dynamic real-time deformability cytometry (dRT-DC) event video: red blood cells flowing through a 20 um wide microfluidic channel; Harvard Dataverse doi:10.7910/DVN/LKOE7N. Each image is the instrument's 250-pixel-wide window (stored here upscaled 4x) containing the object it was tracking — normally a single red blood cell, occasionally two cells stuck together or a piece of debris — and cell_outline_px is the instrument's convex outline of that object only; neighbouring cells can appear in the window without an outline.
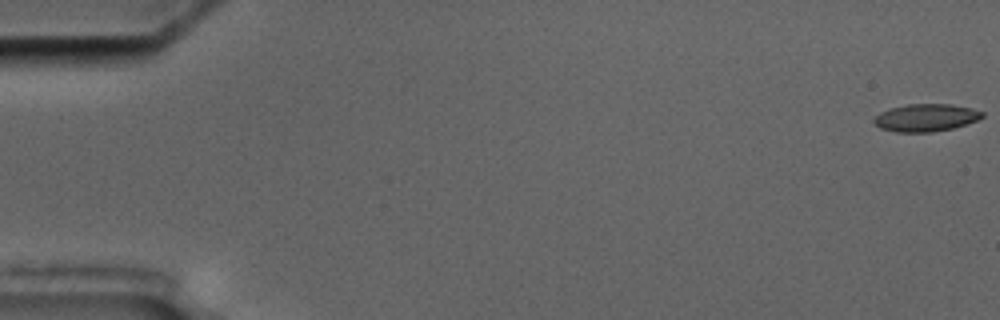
{"species": "common noctule bat (a hibernating species)", "species_latin": "Nyctalus noctula", "temperature_condition": "cold", "stored_images_in_passage": 5, "camera_frame_rate_fps": 3000, "um_per_image_px": 0.085, "animal": {"sex": "male", "body_mass_g": 17.5, "forearm_length_mm": 52.3}, "frame": {"image": 1, "passage_image": 1, "time_ms": 0.0, "image_size_px": [1000, 320], "cell_outline_px": [[984, 116], [976, 120], [952, 128], [932, 132], [896, 132], [880, 128], [872, 120], [880, 112], [888, 108], [908, 104], [948, 104], [972, 108], [984, 112]], "centroid_in_image_um": [78.67, 9.99], "position_along_channel_um": 6.3, "area_um2": 17.28}}